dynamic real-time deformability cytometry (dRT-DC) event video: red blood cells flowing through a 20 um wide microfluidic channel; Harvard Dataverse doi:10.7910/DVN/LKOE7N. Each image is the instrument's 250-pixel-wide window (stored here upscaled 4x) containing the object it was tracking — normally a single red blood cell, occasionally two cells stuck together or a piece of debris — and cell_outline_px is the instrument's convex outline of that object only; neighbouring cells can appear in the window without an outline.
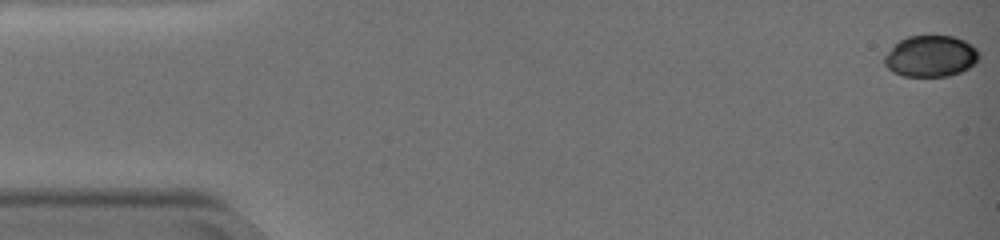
{"species": "common noctule bat (a hibernating species)", "species_latin": "Nyctalus noctula", "temperature_condition": "warm", "stored_images_in_passage": 16, "camera_frame_rate_fps": 3000, "um_per_image_px": 0.085, "animal": {"sex": "female", "body_mass_g": 19.0, "forearm_length_mm": 51.5}, "frame": {"image": 1, "passage_image": 1, "time_ms": 0.0, "image_size_px": [1000, 240], "cell_outline_px": [[980, 60], [968, 68], [960, 72], [948, 76], [904, 76], [892, 72], [884, 64], [884, 56], [900, 40], [908, 36], [952, 36], [964, 40], [972, 44], [980, 52]], "centroid_in_image_um": [79.15, 4.78], "position_along_channel_um": 5.9, "area_um2": 22.83}}
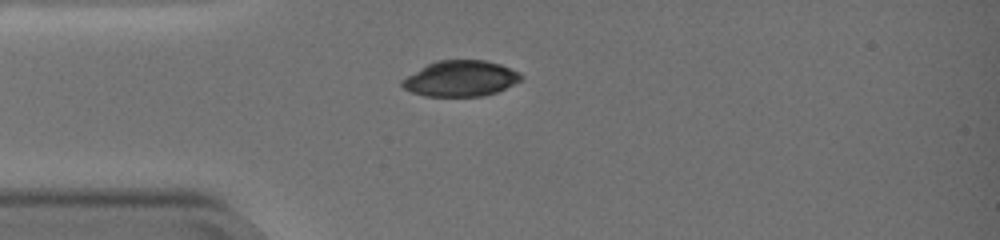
{"frame": {"image": 2, "passage_image": 13, "time_ms": 4.0, "image_size_px": [1000, 240], "cell_outline_px": [[524, 76], [520, 80], [496, 92], [484, 96], [424, 96], [412, 92], [404, 88], [400, 84], [400, 80], [428, 64], [436, 60], [484, 60], [500, 64], [520, 72]], "centroid_in_image_um": [39.14, 6.67], "position_along_channel_um": 45.9, "area_um2": 24.68}}